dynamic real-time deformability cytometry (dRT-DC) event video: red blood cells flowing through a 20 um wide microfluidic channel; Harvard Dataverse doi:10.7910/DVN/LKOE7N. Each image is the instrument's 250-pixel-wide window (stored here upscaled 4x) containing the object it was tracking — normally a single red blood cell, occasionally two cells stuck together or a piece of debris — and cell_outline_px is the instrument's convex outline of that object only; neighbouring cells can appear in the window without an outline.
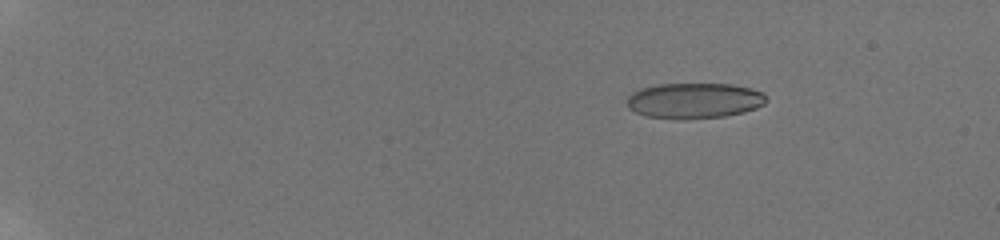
{"species": "human", "species_latin": "Homo sapiens", "temperature_condition": "room temperature", "stored_images_in_passage": 59, "camera_frame_rate_fps": 3000, "um_per_image_px": 0.085, "donor": {"sex": "male"}, "frame": {"image": 1, "passage_image": 11, "time_ms": 3.333, "image_size_px": [1000, 240], "cell_outline_px": [[768, 100], [764, 104], [756, 108], [744, 112], [724, 116], [648, 116], [636, 112], [628, 108], [628, 96], [632, 92], [640, 88], [660, 84], [732, 84], [764, 92]], "centroid_in_image_um": [59.06, 8.5], "position_along_channel_um": 25.9, "area_um2": 27.86}}
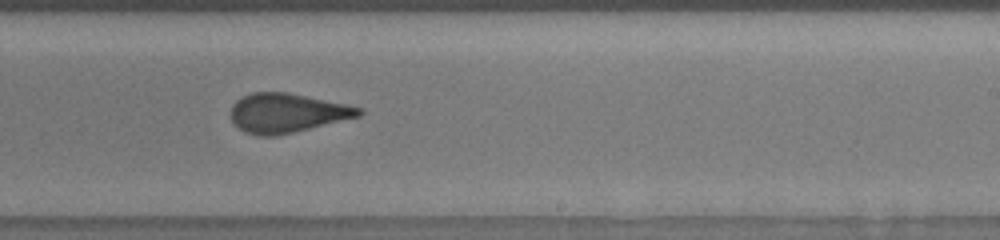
{"frame": {"image": 2, "passage_image": 41, "time_ms": 13.333, "image_size_px": [1000, 240], "cell_outline_px": [[364, 112], [360, 116], [276, 136], [260, 136], [244, 132], [232, 120], [232, 104], [240, 96], [252, 92], [288, 92], [364, 108]], "centroid_in_image_um": [24.39, 9.59], "position_along_channel_um": 264.6, "area_um2": 29.13}}
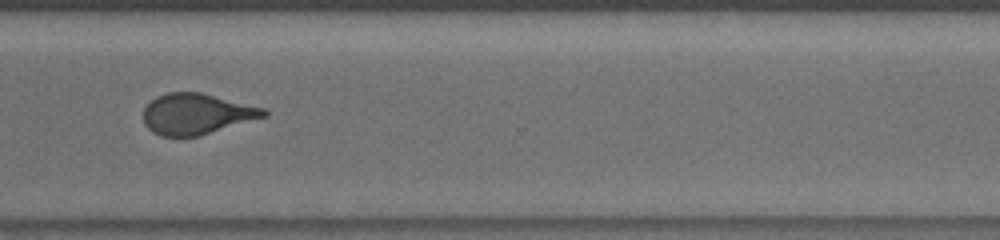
{"frame": {"image": 3, "passage_image": 48, "time_ms": 15.667, "image_size_px": [1000, 240], "cell_outline_px": [[268, 116], [200, 136], [160, 136], [152, 132], [144, 124], [144, 108], [156, 96], [168, 92], [200, 92], [268, 108]], "centroid_in_image_um": [16.76, 9.68], "position_along_channel_um": 353.8, "area_um2": 28.96}, "authors_computed_cell_mechanics": {"area_um2": 29.4202, "velocity_mm_per_s": 3.8327, "shape_relaxation_time_tau1_ms": null, "shape_relaxation_time_tau2_ms": 1.0397, "deformation_change_tau1": null, "deformation_change_tau2": 0.0839}}